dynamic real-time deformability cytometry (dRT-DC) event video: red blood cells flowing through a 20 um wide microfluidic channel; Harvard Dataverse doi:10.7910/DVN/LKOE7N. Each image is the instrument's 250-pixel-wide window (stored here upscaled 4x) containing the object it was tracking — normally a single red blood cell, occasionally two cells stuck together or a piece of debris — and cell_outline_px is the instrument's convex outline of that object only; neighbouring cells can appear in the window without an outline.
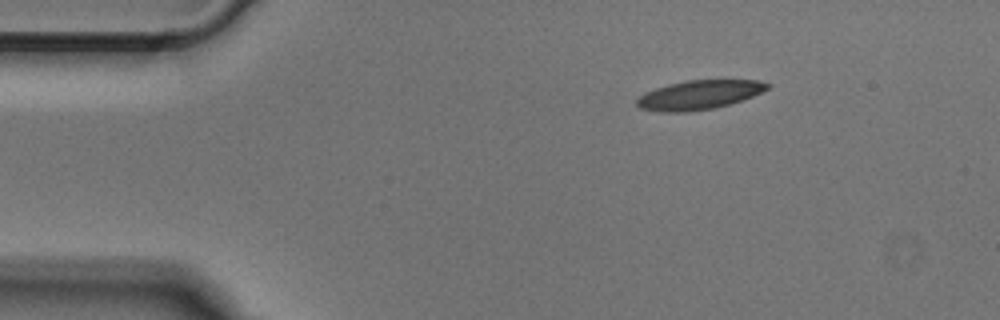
{"species": "Egyptian fruit bat (a non-hibernating species)", "species_latin": "Rousettus aegyptiacus", "temperature_condition": "cold", "stored_images_in_passage": 7, "camera_frame_rate_fps": 3000, "um_per_image_px": 0.085, "animal": {"sex": "male"}, "frame": {"image": 1, "passage_image": 1, "time_ms": 0.0, "image_size_px": [1000, 320], "cell_outline_px": [[772, 84], [768, 88], [752, 96], [716, 108], [688, 112], [660, 112], [640, 108], [636, 104], [636, 100], [644, 92], [668, 84], [688, 80], [756, 80]], "centroid_in_image_um": [59.39, 8.07], "position_along_channel_um": 25.6, "area_um2": 22.08}}